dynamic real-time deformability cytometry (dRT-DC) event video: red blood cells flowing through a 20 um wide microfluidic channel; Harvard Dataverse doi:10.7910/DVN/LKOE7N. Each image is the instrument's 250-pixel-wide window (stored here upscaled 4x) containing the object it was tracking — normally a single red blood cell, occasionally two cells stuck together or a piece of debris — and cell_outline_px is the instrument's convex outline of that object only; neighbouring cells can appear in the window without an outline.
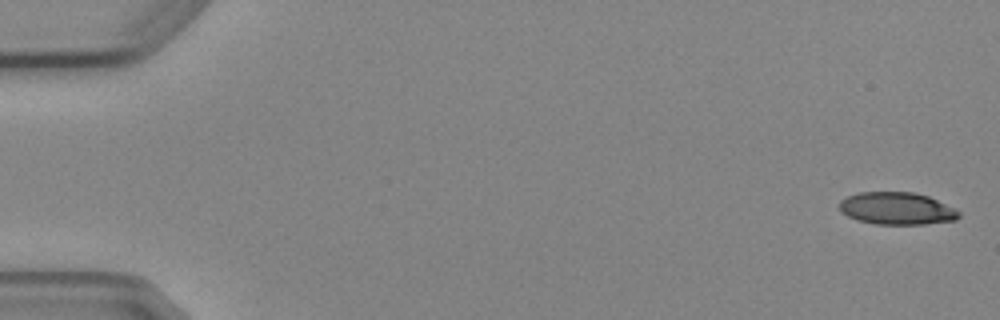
{"species": "Egyptian fruit bat (a non-hibernating species)", "species_latin": "Rousettus aegyptiacus", "temperature_condition": "cold", "stored_images_in_passage": 5, "camera_frame_rate_fps": 3000, "um_per_image_px": 0.085, "animal": {"sex": "female"}, "frame": {"image": 1, "passage_image": 1, "time_ms": 0.0, "image_size_px": [1000, 320], "cell_outline_px": [[960, 216], [956, 220], [924, 224], [876, 224], [856, 220], [840, 212], [840, 200], [848, 196], [860, 192], [912, 192], [928, 196], [956, 208], [960, 212]], "centroid_in_image_um": [76.24, 17.72], "position_along_channel_um": 8.8, "area_um2": 22.6}}
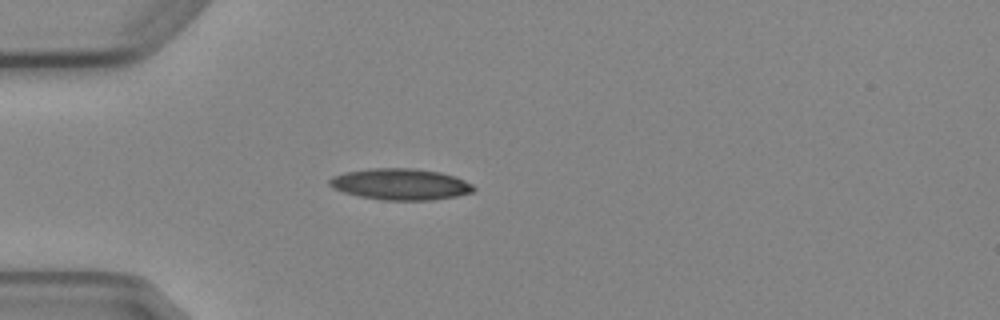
{"frame": {"image": 2, "passage_image": 5, "time_ms": 4.667, "image_size_px": [1000, 320], "cell_outline_px": [[476, 188], [472, 192], [456, 196], [432, 200], [384, 200], [360, 196], [344, 192], [332, 188], [328, 184], [328, 180], [332, 176], [344, 172], [372, 168], [416, 168], [440, 172], [456, 176], [472, 184]], "centroid_in_image_um": [34.04, 15.65], "position_along_channel_um": 51.0, "area_um2": 26.41}}